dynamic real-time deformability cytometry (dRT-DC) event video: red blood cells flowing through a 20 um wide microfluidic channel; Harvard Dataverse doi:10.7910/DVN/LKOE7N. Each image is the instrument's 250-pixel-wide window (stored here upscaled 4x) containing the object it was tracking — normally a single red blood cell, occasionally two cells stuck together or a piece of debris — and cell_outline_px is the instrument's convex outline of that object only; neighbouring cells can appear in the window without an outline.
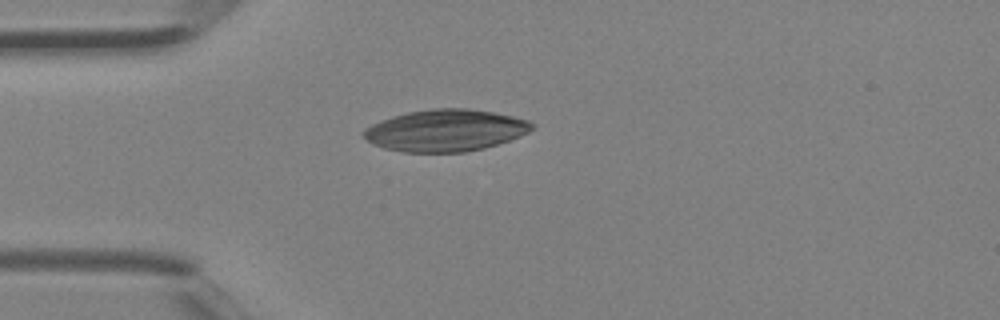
{"species": "Egyptian fruit bat (a non-hibernating species)", "species_latin": "Rousettus aegyptiacus", "temperature_condition": "room temperature", "stored_images_in_passage": 1, "camera_frame_rate_fps": 3000, "um_per_image_px": 0.085, "animal": {"sex": "female"}, "frame": {"image": 1, "passage_image": 1, "time_ms": 0.0, "image_size_px": [1000, 320], "cell_outline_px": [[536, 128], [520, 136], [484, 148], [464, 152], [404, 152], [384, 148], [372, 144], [360, 136], [360, 132], [364, 128], [372, 124], [392, 116], [408, 112], [432, 108], [468, 108], [492, 112], [512, 116], [528, 120], [536, 124]], "centroid_in_image_um": [37.84, 11.08], "position_along_channel_um": 47.2, "area_um2": 41.27}}